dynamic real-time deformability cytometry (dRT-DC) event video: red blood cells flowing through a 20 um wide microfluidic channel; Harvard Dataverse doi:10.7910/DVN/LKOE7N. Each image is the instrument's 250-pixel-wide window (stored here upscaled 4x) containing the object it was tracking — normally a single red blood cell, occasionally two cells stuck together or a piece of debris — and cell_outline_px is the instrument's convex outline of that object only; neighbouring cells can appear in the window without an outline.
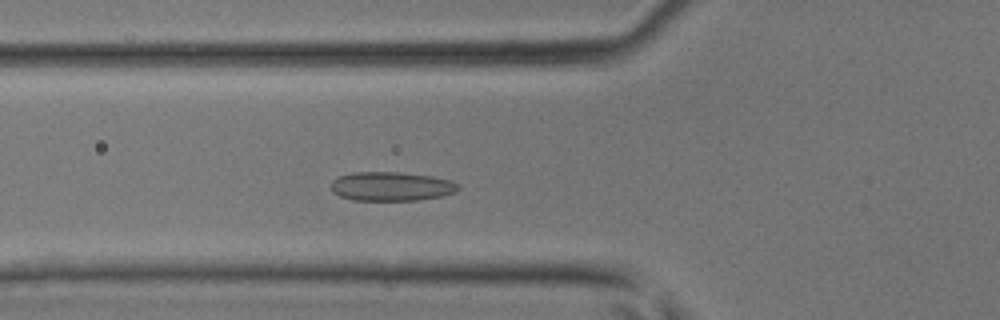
{"species": "common noctule bat (a hibernating species)", "species_latin": "Nyctalus noctula", "temperature_condition": "room temperature", "stored_images_in_passage": 35, "camera_frame_rate_fps": 3000, "um_per_image_px": 0.085, "animal": {"sex": "male", "body_mass_g": 17.9, "forearm_length_mm": 54.2}, "frame": {"image": 1, "passage_image": 7, "time_ms": 2.0, "image_size_px": [1000, 320], "cell_outline_px": [[460, 188], [456, 192], [440, 196], [416, 200], [352, 200], [340, 196], [332, 192], [332, 180], [340, 176], [352, 172], [400, 172], [432, 176], [448, 180], [460, 184]], "centroid_in_image_um": [33.26, 15.84], "position_along_channel_um": 92.5, "area_um2": 21.5}}
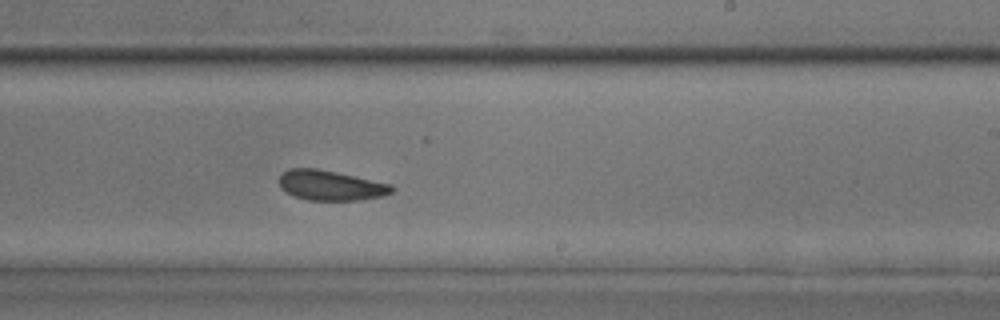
{"frame": {"image": 2, "passage_image": 18, "time_ms": 5.667, "image_size_px": [1000, 320], "cell_outline_px": [[396, 188], [392, 192], [384, 196], [360, 200], [308, 200], [296, 196], [280, 188], [280, 176], [288, 168], [316, 168], [336, 172], [392, 184]], "centroid_in_image_um": [28.15, 15.76], "position_along_channel_um": 260.9, "area_um2": 19.65}}
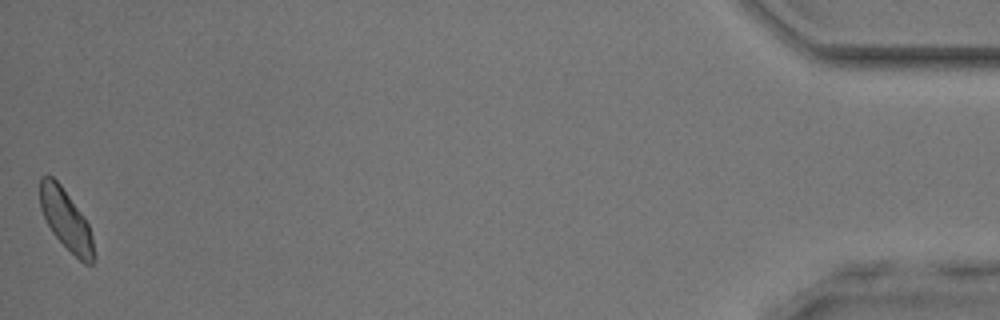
{"frame": {"image": 3, "passage_image": 35, "time_ms": 11.333, "image_size_px": [1000, 320], "cell_outline_px": [[96, 256], [92, 264], [84, 264], [52, 232], [40, 208], [40, 176], [52, 176], [60, 184], [84, 216], [88, 224], [92, 236]], "centroid_in_image_um": [5.63, 18.69], "position_along_channel_um": 429.6, "area_um2": 18.73}}